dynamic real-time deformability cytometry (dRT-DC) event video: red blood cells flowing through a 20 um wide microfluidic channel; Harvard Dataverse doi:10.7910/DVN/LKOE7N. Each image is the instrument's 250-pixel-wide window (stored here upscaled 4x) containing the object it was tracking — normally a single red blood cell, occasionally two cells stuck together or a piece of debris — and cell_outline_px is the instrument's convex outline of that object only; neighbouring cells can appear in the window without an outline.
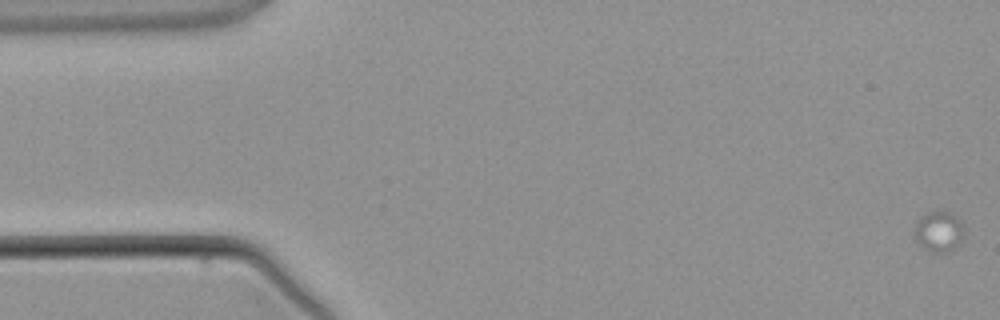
{"species": "common noctule bat (a hibernating species)", "species_latin": "Nyctalus noctula", "temperature_condition": "warm", "stored_images_in_passage": 5, "camera_frame_rate_fps": 3000, "um_per_image_px": 0.085, "animal": {"sex": "male", "body_mass_g": 21.5, "forearm_length_mm": 52.0}, "frame": {"image": 1, "passage_image": 1, "time_ms": 0.0, "image_size_px": [1000, 320], "cell_outline_px": [[964, 236], [960, 244], [948, 252], [932, 252], [924, 248], [916, 240], [912, 232], [916, 220], [920, 216], [928, 212], [948, 212], [964, 228]], "centroid_in_image_um": [79.75, 19.71], "position_along_channel_um": 5.3, "area_um2": 11.68}}